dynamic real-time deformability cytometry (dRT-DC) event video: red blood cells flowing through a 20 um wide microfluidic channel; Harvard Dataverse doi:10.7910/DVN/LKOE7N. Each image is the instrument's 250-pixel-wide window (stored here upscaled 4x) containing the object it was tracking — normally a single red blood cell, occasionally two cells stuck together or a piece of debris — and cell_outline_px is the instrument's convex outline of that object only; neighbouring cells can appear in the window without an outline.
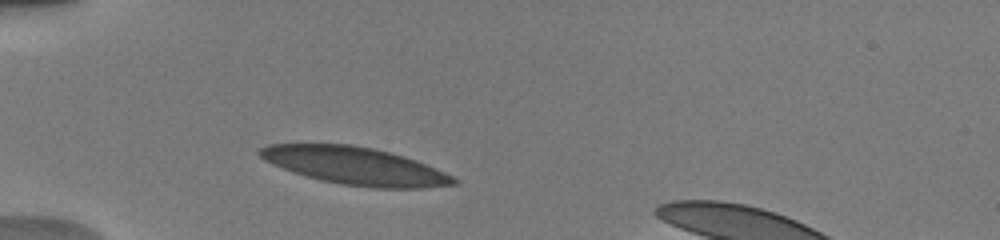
{"species": "human", "species_latin": "Homo sapiens", "temperature_condition": "warm", "stored_images_in_passage": 9, "camera_frame_rate_fps": 3000, "um_per_image_px": 0.085, "donor": {"sex": "male"}, "frame": {"image": 1, "passage_image": 3, "time_ms": 1.333, "image_size_px": [1000, 240], "cell_outline_px": [[460, 180], [456, 184], [424, 188], [372, 188], [340, 184], [292, 172], [272, 164], [264, 160], [256, 152], [260, 148], [268, 144], [352, 144], [372, 148], [404, 156], [416, 160], [444, 172]], "centroid_in_image_um": [30.18, 14.1], "position_along_channel_um": 54.8, "area_um2": 42.25}}
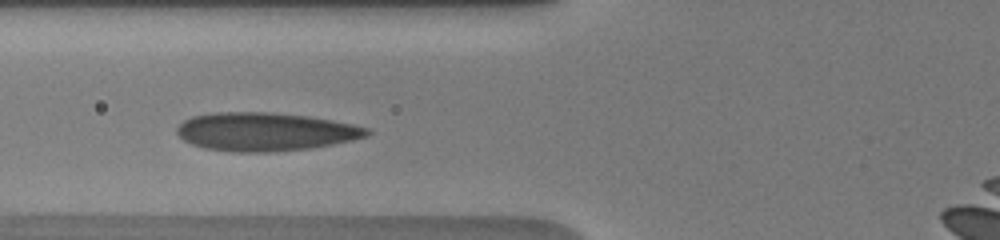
{"frame": {"image": 2, "passage_image": 6, "time_ms": 3.0, "image_size_px": [1000, 240], "cell_outline_px": [[372, 132], [368, 136], [352, 140], [312, 148], [276, 152], [240, 152], [204, 148], [192, 144], [184, 140], [176, 132], [176, 128], [184, 120], [192, 116], [212, 112], [272, 112], [308, 116], [332, 120], [352, 124], [368, 128]], "centroid_in_image_um": [22.55, 11.19], "position_along_channel_um": 103.2, "area_um2": 42.66}}
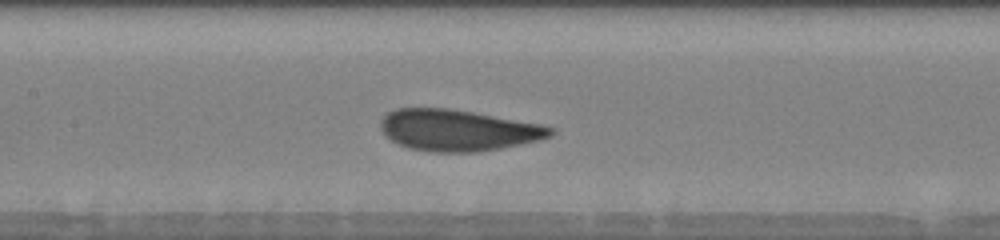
{"frame": {"image": 3, "passage_image": 9, "time_ms": 4.667, "image_size_px": [1000, 240], "cell_outline_px": [[556, 132], [552, 136], [540, 140], [500, 148], [476, 152], [432, 152], [408, 148], [384, 136], [380, 128], [380, 120], [388, 112], [396, 108], [448, 108], [472, 112], [540, 124], [556, 128]], "centroid_in_image_um": [38.92, 11.07], "position_along_channel_um": 168.5, "area_um2": 40.98}}